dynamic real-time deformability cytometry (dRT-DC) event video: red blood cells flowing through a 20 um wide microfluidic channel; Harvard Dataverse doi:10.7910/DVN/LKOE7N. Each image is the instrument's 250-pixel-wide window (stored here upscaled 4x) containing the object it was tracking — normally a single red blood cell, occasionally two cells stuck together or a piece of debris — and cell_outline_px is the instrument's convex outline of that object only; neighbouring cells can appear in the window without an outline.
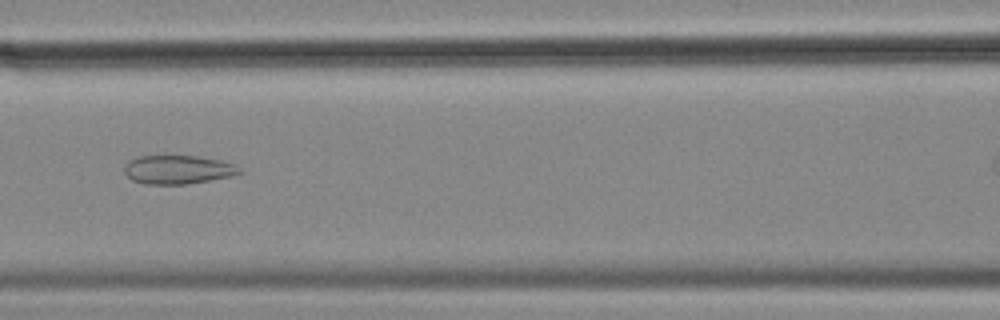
{"species": "common noctule bat (a hibernating species)", "species_latin": "Nyctalus noctula", "temperature_condition": "cold", "stored_images_in_passage": 11, "camera_frame_rate_fps": 3000, "um_per_image_px": 0.085, "animal": {"sex": "female", "body_mass_g": 18.4}, "frame": {"image": 1, "passage_image": 7, "time_ms": 2.0, "image_size_px": [1000, 320], "cell_outline_px": [[244, 172], [232, 176], [184, 184], [144, 184], [132, 180], [124, 172], [124, 168], [128, 160], [140, 156], [196, 156], [220, 160], [236, 164]], "centroid_in_image_um": [15.13, 14.41], "position_along_channel_um": 151.5, "area_um2": 19.25}}
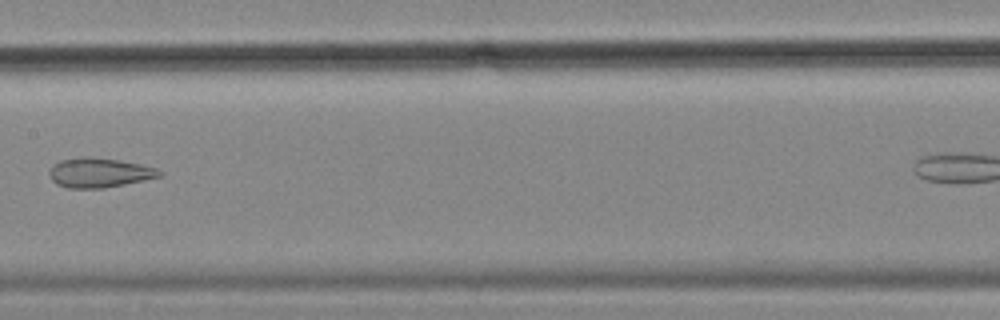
{"frame": {"image": 2, "passage_image": 8, "time_ms": 2.333, "image_size_px": [1000, 320], "cell_outline_px": [[164, 176], [104, 188], [68, 188], [56, 184], [52, 180], [48, 172], [52, 164], [60, 160], [120, 160], [140, 164], [156, 168], [164, 172]], "centroid_in_image_um": [8.49, 14.73], "position_along_channel_um": 198.9, "area_um2": 18.26}}
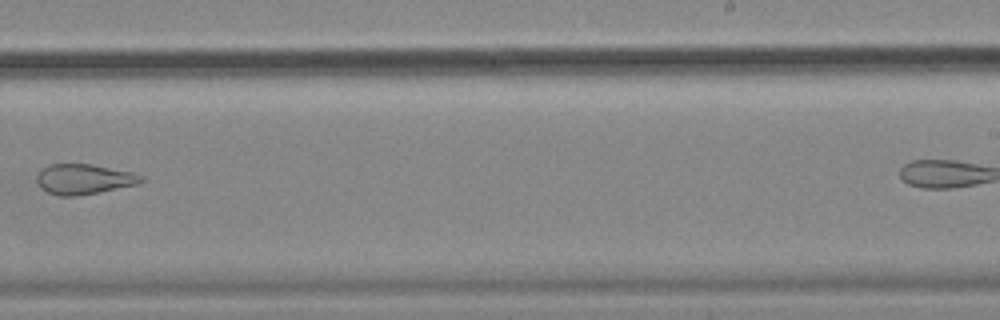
{"frame": {"image": 3, "passage_image": 10, "time_ms": 3.0, "image_size_px": [1000, 320], "cell_outline_px": [[144, 180], [136, 184], [100, 192], [76, 196], [60, 196], [48, 192], [40, 188], [36, 180], [36, 176], [48, 164], [92, 164], [132, 172], [144, 176]], "centroid_in_image_um": [7.12, 15.23], "position_along_channel_um": 281.9, "area_um2": 18.32}}